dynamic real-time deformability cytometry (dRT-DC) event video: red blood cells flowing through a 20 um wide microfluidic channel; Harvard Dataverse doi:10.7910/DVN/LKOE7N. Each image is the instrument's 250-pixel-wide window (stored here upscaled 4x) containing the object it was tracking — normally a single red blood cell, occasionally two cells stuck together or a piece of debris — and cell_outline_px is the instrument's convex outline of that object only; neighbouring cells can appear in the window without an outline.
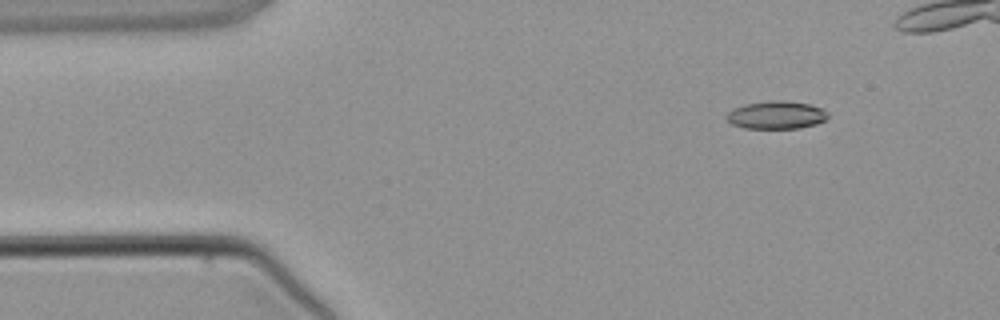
{"species": "common noctule bat (a hibernating species)", "species_latin": "Nyctalus noctula", "temperature_condition": "warm", "stored_images_in_passage": 4, "camera_frame_rate_fps": 3000, "um_per_image_px": 0.085, "animal": {"sex": "male", "body_mass_g": 21.5, "forearm_length_mm": 52.0}, "frame": {"image": 1, "passage_image": 1, "time_ms": 0.0, "image_size_px": [1000, 320], "cell_outline_px": [[828, 116], [824, 120], [816, 124], [800, 128], [744, 128], [732, 124], [724, 116], [732, 108], [744, 104], [776, 100], [784, 100], [808, 104], [820, 108], [828, 112]], "centroid_in_image_um": [65.95, 9.77], "position_along_channel_um": 19.0, "area_um2": 16.42}}